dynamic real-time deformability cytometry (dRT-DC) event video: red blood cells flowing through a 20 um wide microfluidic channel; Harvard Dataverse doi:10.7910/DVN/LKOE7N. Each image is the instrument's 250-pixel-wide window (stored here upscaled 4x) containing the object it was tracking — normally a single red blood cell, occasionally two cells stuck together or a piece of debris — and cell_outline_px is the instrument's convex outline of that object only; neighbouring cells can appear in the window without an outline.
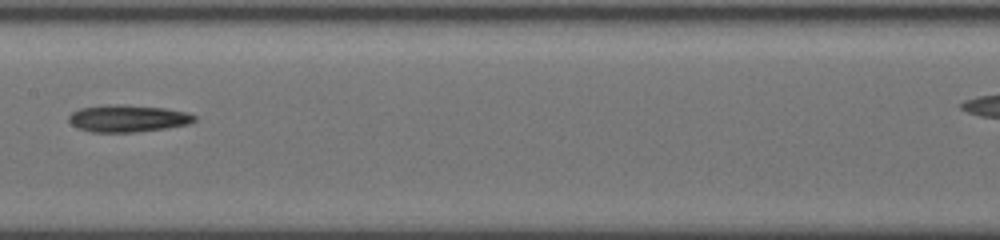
{"species": "common noctule bat (a hibernating species)", "species_latin": "Nyctalus noctula", "temperature_condition": "cold", "stored_images_in_passage": 11, "camera_frame_rate_fps": 3000, "um_per_image_px": 0.085, "animal": {"sex": "female", "body_mass_g": 19.5, "forearm_length_mm": 54.1}, "frame": {"image": 1, "passage_image": 4, "time_ms": 3.333, "image_size_px": [1000, 240], "cell_outline_px": [[196, 120], [188, 124], [164, 128], [132, 132], [92, 132], [80, 128], [72, 124], [68, 120], [68, 116], [72, 112], [80, 108], [108, 104], [124, 104], [164, 108], [188, 112], [196, 116]], "centroid_in_image_um": [10.86, 10.05], "position_along_channel_um": 196.5, "area_um2": 19.77}}
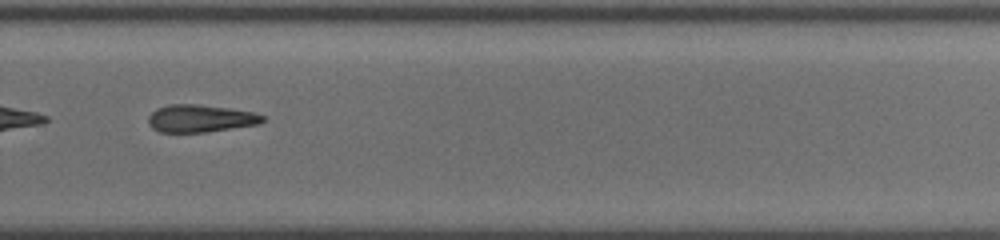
{"frame": {"image": 2, "passage_image": 7, "time_ms": 6.333, "image_size_px": [1000, 240], "cell_outline_px": [[264, 120], [260, 124], [208, 132], [160, 132], [152, 128], [148, 124], [148, 116], [156, 108], [168, 104], [196, 104], [228, 108], [252, 112], [264, 116]], "centroid_in_image_um": [17.0, 10.07], "position_along_channel_um": 312.8, "area_um2": 18.38}}
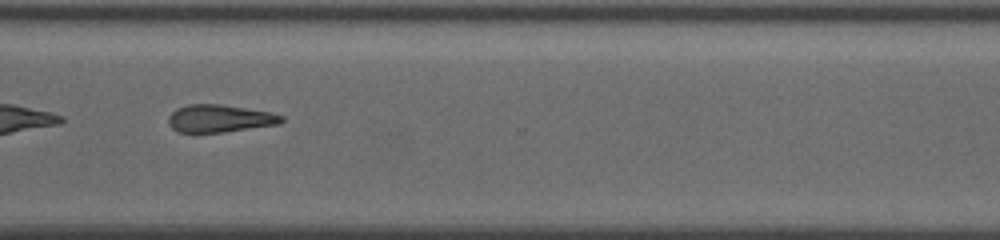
{"frame": {"image": 3, "passage_image": 8, "time_ms": 7.333, "image_size_px": [1000, 240], "cell_outline_px": [[284, 120], [280, 124], [224, 132], [176, 132], [168, 124], [168, 116], [176, 108], [188, 104], [220, 104], [272, 112], [284, 116]], "centroid_in_image_um": [18.67, 10.07], "position_along_channel_um": 351.9, "area_um2": 18.32}, "authors_computed_cell_mechanics": {"area_um2": 18.8428, "velocity_mm_per_s": 3.9004, "shape_relaxation_time_tau1_ms": 4.2453, "shape_relaxation_time_tau2_ms": 9.7819, "deformation_change_tau1": 0.098, "deformation_change_tau2": 0.2098}}